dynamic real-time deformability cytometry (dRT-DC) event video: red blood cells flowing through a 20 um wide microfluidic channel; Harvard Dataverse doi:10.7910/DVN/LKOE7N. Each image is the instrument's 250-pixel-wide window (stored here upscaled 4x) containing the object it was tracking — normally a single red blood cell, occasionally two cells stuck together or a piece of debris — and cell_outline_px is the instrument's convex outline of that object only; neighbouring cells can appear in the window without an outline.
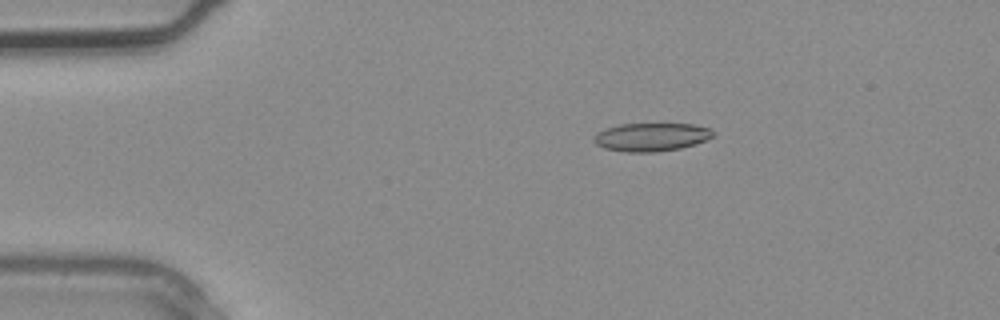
{"species": "common noctule bat (a hibernating species)", "species_latin": "Nyctalus noctula", "temperature_condition": "warm", "stored_images_in_passage": 3, "camera_frame_rate_fps": 3000, "um_per_image_px": 0.085, "animal": {"sex": "male", "body_mass_g": 20.4}, "frame": {"image": 1, "passage_image": 1, "time_ms": 0.0, "image_size_px": [1000, 320], "cell_outline_px": [[716, 136], [696, 144], [680, 148], [656, 152], [628, 152], [604, 148], [596, 144], [592, 140], [592, 136], [596, 132], [604, 128], [620, 124], [696, 124], [708, 128], [716, 132]], "centroid_in_image_um": [55.36, 11.64], "position_along_channel_um": 29.6, "area_um2": 19.94}}